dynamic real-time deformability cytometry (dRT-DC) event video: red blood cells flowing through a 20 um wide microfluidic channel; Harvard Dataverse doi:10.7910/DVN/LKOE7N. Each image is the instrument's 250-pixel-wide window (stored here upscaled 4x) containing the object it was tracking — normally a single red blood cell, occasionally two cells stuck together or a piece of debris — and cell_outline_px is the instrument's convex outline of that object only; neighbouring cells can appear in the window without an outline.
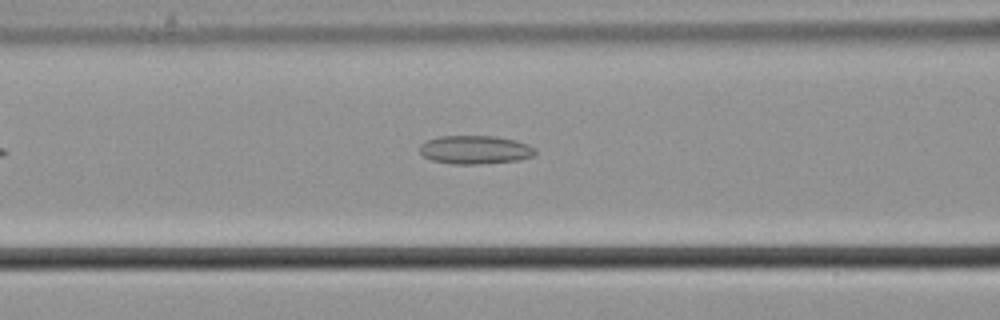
{"species": "common noctule bat (a hibernating species)", "species_latin": "Nyctalus noctula", "temperature_condition": "cold", "stored_images_in_passage": 39, "camera_frame_rate_fps": 3000, "um_per_image_px": 0.085, "animal": {"sex": "male", "body_mass_g": 21.5, "forearm_length_mm": 52.0}, "frame": {"image": 1, "passage_image": 6, "time_ms": 1.667, "image_size_px": [1000, 320], "cell_outline_px": [[536, 152], [532, 156], [516, 160], [476, 164], [452, 164], [432, 160], [424, 156], [420, 152], [420, 144], [428, 140], [440, 136], [496, 136], [516, 140], [528, 144], [536, 148]], "centroid_in_image_um": [40.39, 12.72], "position_along_channel_um": 126.2, "area_um2": 19.07}}
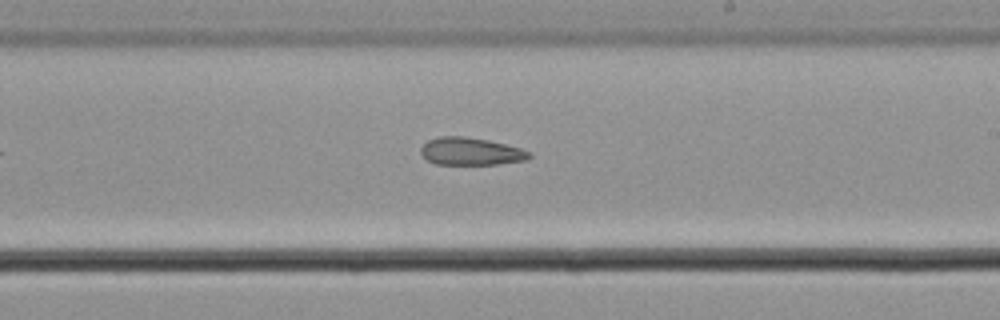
{"frame": {"image": 2, "passage_image": 16, "time_ms": 5.0, "image_size_px": [1000, 320], "cell_outline_px": [[532, 156], [524, 160], [496, 164], [436, 164], [428, 160], [420, 152], [420, 148], [428, 140], [440, 136], [464, 136], [488, 140], [520, 148], [528, 152]], "centroid_in_image_um": [39.98, 12.86], "position_along_channel_um": 249.0, "area_um2": 17.17}}
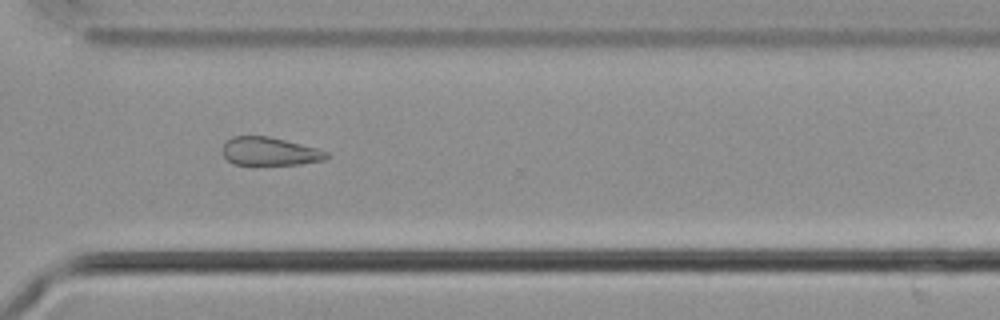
{"frame": {"image": 3, "passage_image": 24, "time_ms": 7.667, "image_size_px": [1000, 320], "cell_outline_px": [[332, 156], [324, 160], [300, 164], [232, 164], [220, 152], [220, 148], [224, 140], [232, 136], [268, 136], [316, 148], [328, 152]], "centroid_in_image_um": [22.86, 12.86], "position_along_channel_um": 347.7, "area_um2": 17.28}, "authors_computed_cell_mechanics": {"area_um2": 18.3804, "velocity_mm_per_s": 3.6848, "shape_relaxation_time_tau1_ms": null, "shape_relaxation_time_tau2_ms": 7.8421, "deformation_change_tau1": null, "deformation_change_tau2": 0.1856}}